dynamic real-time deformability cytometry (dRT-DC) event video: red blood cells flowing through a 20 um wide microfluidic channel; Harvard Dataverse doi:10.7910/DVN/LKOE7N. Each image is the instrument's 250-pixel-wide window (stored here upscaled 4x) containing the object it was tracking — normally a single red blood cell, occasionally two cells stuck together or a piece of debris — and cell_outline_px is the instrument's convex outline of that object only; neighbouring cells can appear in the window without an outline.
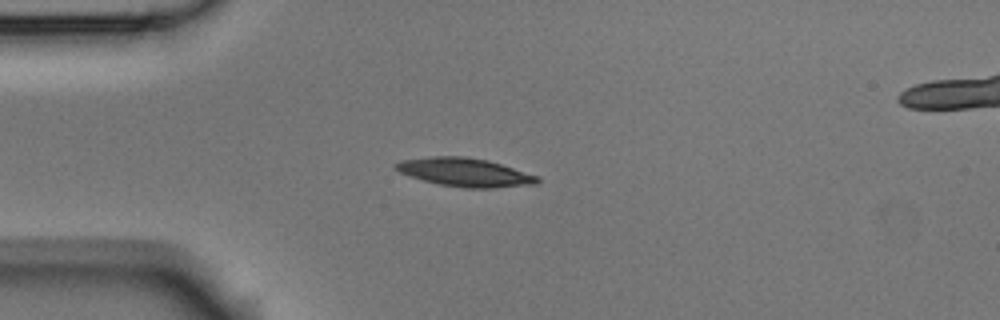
{"species": "Egyptian fruit bat (a non-hibernating species)", "species_latin": "Rousettus aegyptiacus", "temperature_condition": "room temperature", "stored_images_in_passage": 7, "camera_frame_rate_fps": 3000, "um_per_image_px": 0.085, "animal": {"sex": "male"}, "frame": {"image": 1, "passage_image": 4, "time_ms": 1.0, "image_size_px": [1000, 320], "cell_outline_px": [[540, 180], [536, 184], [492, 188], [464, 188], [440, 184], [424, 180], [400, 172], [392, 168], [392, 164], [400, 160], [428, 156], [464, 156], [488, 160], [540, 176]], "centroid_in_image_um": [39.51, 14.63], "position_along_channel_um": 45.5, "area_um2": 23.64}}
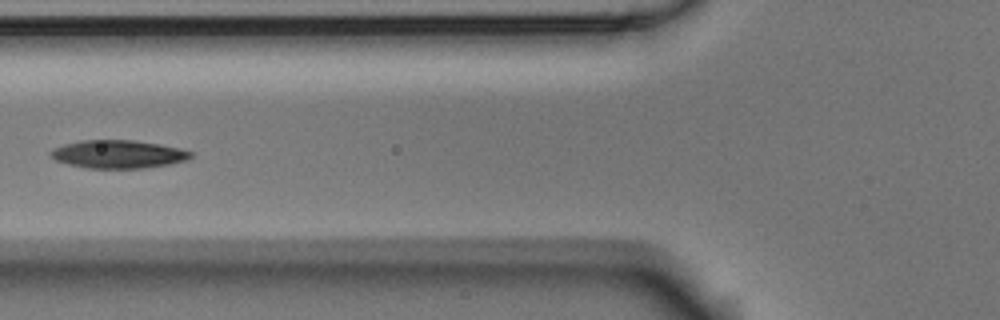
{"frame": {"image": 2, "passage_image": 6, "time_ms": 1.667, "image_size_px": [1000, 320], "cell_outline_px": [[192, 156], [188, 160], [168, 164], [144, 168], [88, 168], [68, 164], [56, 160], [48, 152], [52, 148], [64, 144], [80, 140], [132, 140], [160, 144], [192, 152]], "centroid_in_image_um": [10.01, 13.1], "position_along_channel_um": 115.8, "area_um2": 22.83}}
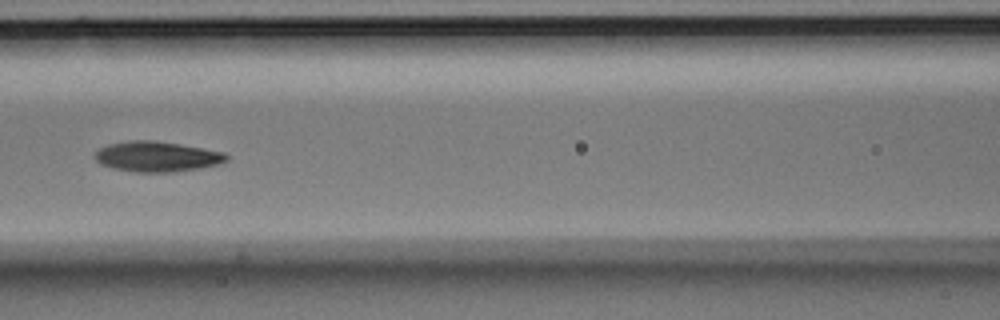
{"frame": {"image": 3, "passage_image": 7, "time_ms": 2.0, "image_size_px": [1000, 320], "cell_outline_px": [[228, 160], [216, 164], [200, 168], [172, 172], [136, 172], [112, 168], [100, 164], [96, 160], [96, 152], [100, 148], [108, 144], [128, 140], [152, 140], [180, 144], [224, 152], [228, 156]], "centroid_in_image_um": [13.32, 13.3], "position_along_channel_um": 153.3, "area_um2": 23.12}}